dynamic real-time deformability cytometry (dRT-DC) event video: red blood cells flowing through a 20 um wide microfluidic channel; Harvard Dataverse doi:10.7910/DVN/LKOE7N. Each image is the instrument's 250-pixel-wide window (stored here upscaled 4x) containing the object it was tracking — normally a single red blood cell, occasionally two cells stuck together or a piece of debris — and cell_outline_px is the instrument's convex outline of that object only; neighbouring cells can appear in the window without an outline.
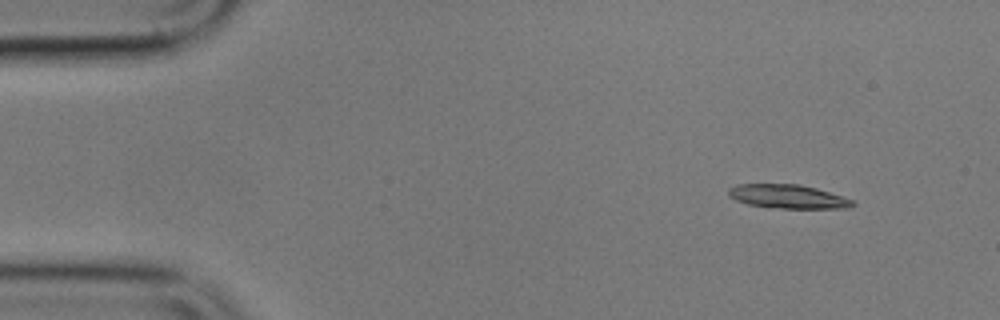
{"species": "common noctule bat (a hibernating species)", "species_latin": "Nyctalus noctula", "temperature_condition": "cold", "stored_images_in_passage": 3, "camera_frame_rate_fps": 3000, "um_per_image_px": 0.085, "animal": {"sex": "male", "body_mass_g": 17.9}, "frame": {"image": 1, "passage_image": 1, "time_ms": 0.0, "image_size_px": [1000, 320], "cell_outline_px": [[856, 204], [848, 208], [780, 208], [748, 204], [736, 200], [728, 196], [728, 188], [736, 184], [800, 184], [816, 188], [852, 200]], "centroid_in_image_um": [66.93, 16.7], "position_along_channel_um": 18.1, "area_um2": 17.05}}